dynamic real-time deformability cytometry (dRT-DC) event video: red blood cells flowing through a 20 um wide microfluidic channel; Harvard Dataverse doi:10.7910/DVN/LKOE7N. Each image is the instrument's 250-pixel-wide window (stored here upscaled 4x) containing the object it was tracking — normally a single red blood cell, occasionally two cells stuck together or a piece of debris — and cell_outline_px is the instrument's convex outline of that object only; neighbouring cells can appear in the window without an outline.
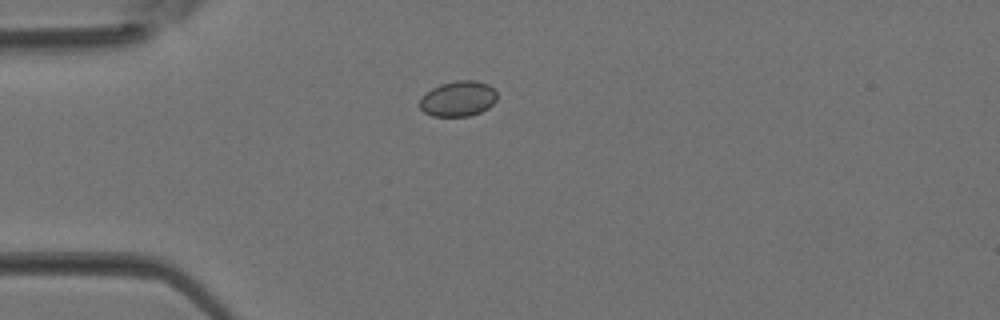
{"species": "Egyptian fruit bat (a non-hibernating species)", "species_latin": "Rousettus aegyptiacus", "temperature_condition": "room temperature", "stored_images_in_passage": 3, "camera_frame_rate_fps": 3000, "um_per_image_px": 0.085, "animal": {"sex": "female"}, "frame": {"image": 1, "passage_image": 2, "time_ms": 0.333, "image_size_px": [1000, 320], "cell_outline_px": [[496, 100], [488, 108], [480, 112], [468, 116], [432, 116], [424, 112], [420, 108], [420, 100], [432, 88], [440, 84], [456, 80], [476, 80], [488, 84], [496, 92]], "centroid_in_image_um": [38.95, 8.39], "position_along_channel_um": 46.0, "area_um2": 15.84}}
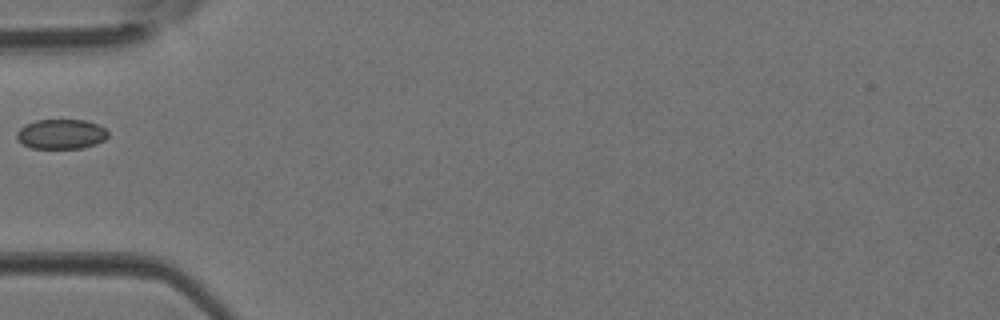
{"frame": {"image": 2, "passage_image": 3, "time_ms": 0.667, "image_size_px": [1000, 320], "cell_outline_px": [[108, 136], [104, 140], [96, 144], [80, 148], [32, 148], [24, 144], [16, 136], [16, 132], [20, 128], [36, 120], [84, 120], [96, 124], [104, 128], [108, 132]], "centroid_in_image_um": [5.21, 11.4], "position_along_channel_um": 79.8, "area_um2": 15.61}}